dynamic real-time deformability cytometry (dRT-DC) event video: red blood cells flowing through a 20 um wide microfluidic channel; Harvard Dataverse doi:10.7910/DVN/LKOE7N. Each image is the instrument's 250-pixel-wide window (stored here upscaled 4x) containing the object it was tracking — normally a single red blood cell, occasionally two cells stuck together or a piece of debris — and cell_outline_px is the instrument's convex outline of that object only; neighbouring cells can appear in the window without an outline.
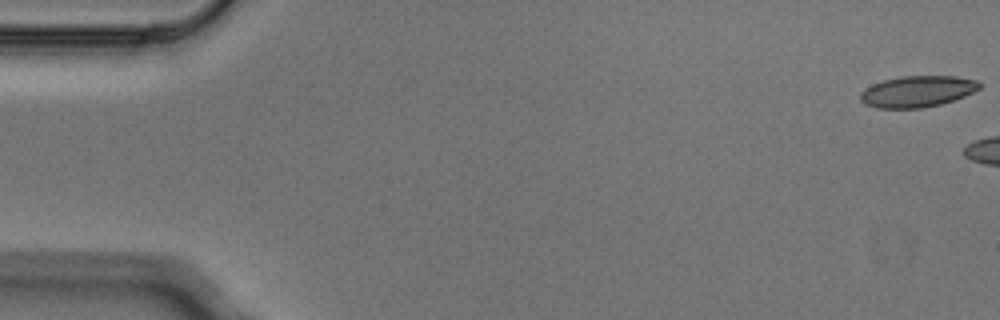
{"species": "Egyptian fruit bat (a non-hibernating species)", "species_latin": "Rousettus aegyptiacus", "temperature_condition": "cold", "stored_images_in_passage": 6, "camera_frame_rate_fps": 3000, "um_per_image_px": 0.085, "animal": {"sex": "male"}, "frame": {"image": 1, "passage_image": 1, "time_ms": 0.0, "image_size_px": [1000, 320], "cell_outline_px": [[980, 88], [964, 96], [940, 104], [924, 108], [876, 108], [864, 104], [860, 100], [860, 92], [864, 88], [872, 84], [884, 80], [904, 76], [956, 76], [980, 80]], "centroid_in_image_um": [77.96, 7.77], "position_along_channel_um": 7.0, "area_um2": 21.79}}
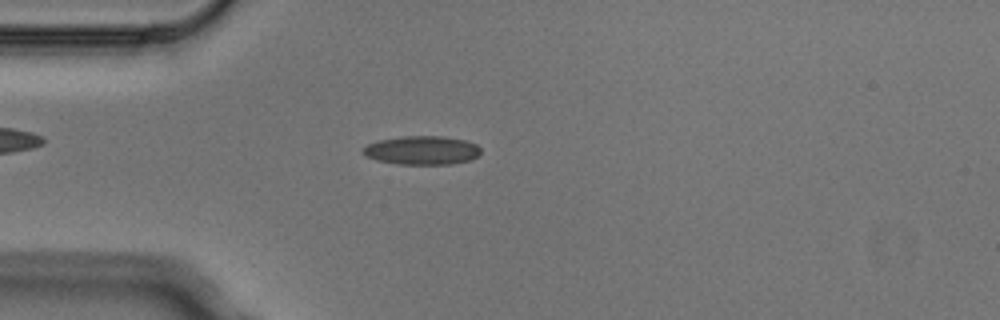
{"frame": {"image": 2, "passage_image": 5, "time_ms": 1.333, "image_size_px": [1000, 320], "cell_outline_px": [[480, 152], [476, 156], [468, 160], [452, 164], [400, 164], [376, 160], [364, 156], [360, 152], [368, 144], [380, 140], [400, 136], [440, 136], [464, 140], [476, 144], [480, 148]], "centroid_in_image_um": [35.82, 12.77], "position_along_channel_um": 49.2, "area_um2": 19.59}}